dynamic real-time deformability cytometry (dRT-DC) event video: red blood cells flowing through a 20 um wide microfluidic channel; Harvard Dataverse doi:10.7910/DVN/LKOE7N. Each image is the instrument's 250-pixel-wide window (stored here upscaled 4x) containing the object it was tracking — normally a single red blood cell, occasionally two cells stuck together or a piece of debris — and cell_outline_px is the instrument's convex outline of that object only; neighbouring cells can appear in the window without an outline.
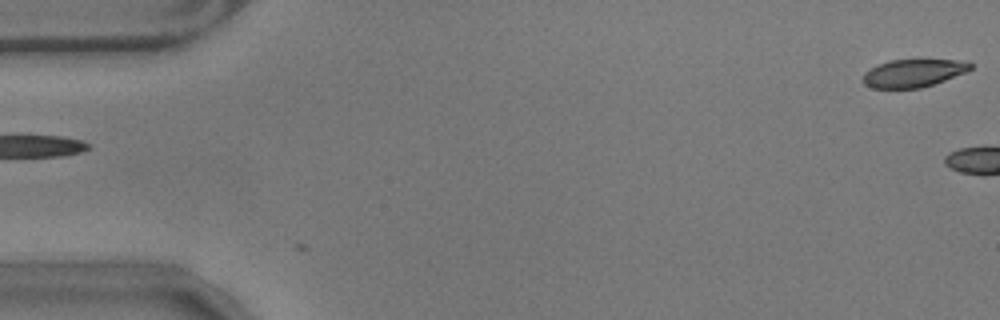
{"species": "common noctule bat (a hibernating species)", "species_latin": "Nyctalus noctula", "temperature_condition": "warm", "stored_images_in_passage": 2, "camera_frame_rate_fps": 3000, "um_per_image_px": 0.085, "animal": {"sex": "male", "body_mass_g": 17.9}, "frame": {"image": 1, "passage_image": 2, "time_ms": 0.333, "image_size_px": [1000, 320], "cell_outline_px": [[972, 68], [964, 72], [944, 80], [920, 88], [872, 88], [864, 84], [864, 72], [876, 64], [892, 60], [968, 60], [972, 64]], "centroid_in_image_um": [77.62, 6.2], "position_along_channel_um": 7.4, "area_um2": 17.28}}